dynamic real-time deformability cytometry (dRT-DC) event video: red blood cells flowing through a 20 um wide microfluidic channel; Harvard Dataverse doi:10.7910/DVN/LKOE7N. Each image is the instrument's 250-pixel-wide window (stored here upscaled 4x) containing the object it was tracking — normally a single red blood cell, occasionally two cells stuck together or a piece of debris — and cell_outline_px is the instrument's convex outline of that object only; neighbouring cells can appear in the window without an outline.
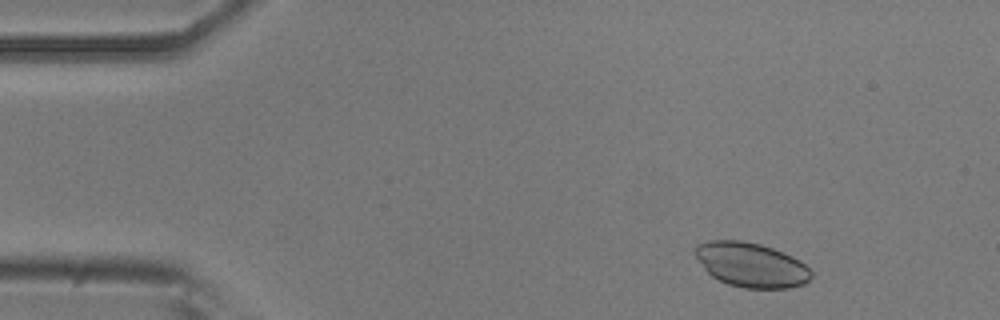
{"species": "common noctule bat (a hibernating species)", "species_latin": "Nyctalus noctula", "temperature_condition": "room temperature", "stored_images_in_passage": 49, "camera_frame_rate_fps": 3000, "um_per_image_px": 0.085, "animal": {"sex": "male", "body_mass_g": 20.5, "forearm_length_mm": 52.5}, "frame": {"image": 1, "passage_image": 4, "time_ms": 1.0, "image_size_px": [1000, 320], "cell_outline_px": [[812, 276], [804, 284], [788, 288], [744, 288], [728, 284], [712, 276], [704, 268], [692, 252], [692, 248], [696, 244], [708, 240], [740, 240], [760, 244], [772, 248], [792, 256], [800, 260], [812, 272]], "centroid_in_image_um": [63.81, 22.5], "position_along_channel_um": 21.2, "area_um2": 30.23}}
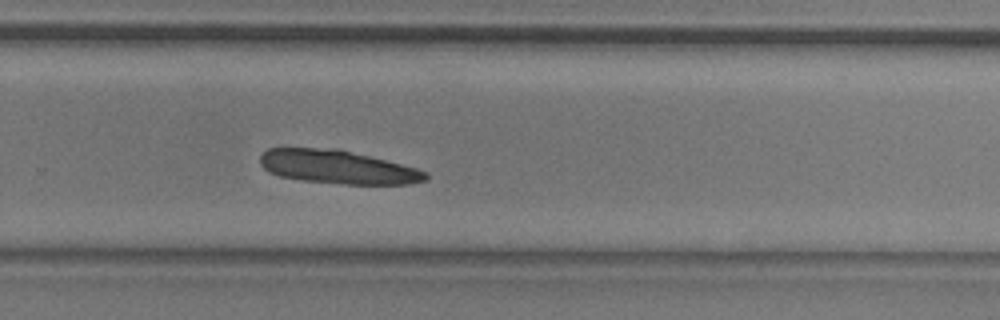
{"frame": {"image": 2, "passage_image": 32, "time_ms": 10.333, "image_size_px": [1000, 320], "cell_outline_px": [[428, 180], [408, 184], [348, 184], [300, 180], [280, 176], [268, 172], [260, 164], [260, 156], [268, 148], [336, 148], [416, 168], [428, 172]], "centroid_in_image_um": [28.68, 14.2], "position_along_channel_um": 301.1, "area_um2": 32.14}}
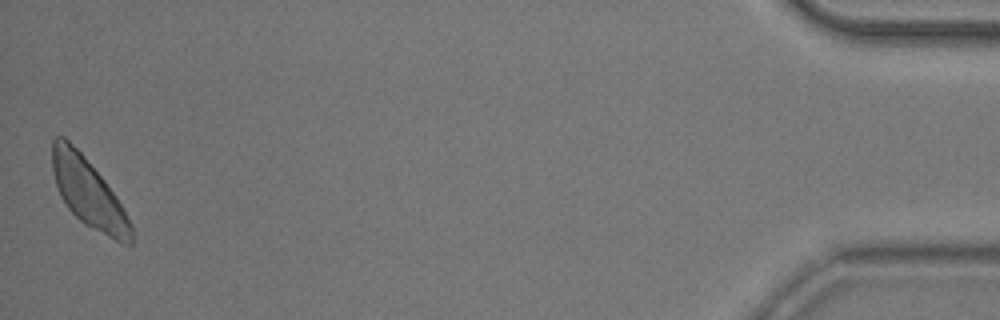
{"frame": {"image": 3, "passage_image": 49, "time_ms": 16.0, "image_size_px": [1000, 320], "cell_outline_px": [[132, 244], [120, 244], [84, 224], [68, 208], [60, 196], [56, 184], [52, 168], [52, 140], [56, 136], [64, 136], [80, 152], [104, 180], [116, 196], [132, 224]], "centroid_in_image_um": [7.52, 16.42], "position_along_channel_um": 427.7, "area_um2": 31.39}}